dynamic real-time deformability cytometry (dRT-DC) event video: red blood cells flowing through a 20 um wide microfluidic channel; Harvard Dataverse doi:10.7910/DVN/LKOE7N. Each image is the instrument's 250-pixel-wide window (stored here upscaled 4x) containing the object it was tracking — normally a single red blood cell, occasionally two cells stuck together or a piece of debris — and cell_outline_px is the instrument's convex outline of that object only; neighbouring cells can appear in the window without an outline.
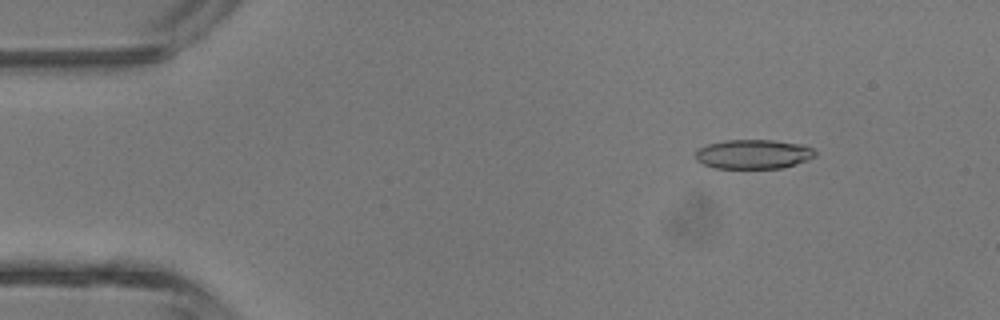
{"species": "common noctule bat (a hibernating species)", "species_latin": "Nyctalus noctula", "temperature_condition": "room temperature", "stored_images_in_passage": 4, "camera_frame_rate_fps": 3000, "um_per_image_px": 0.085, "animal": {"sex": "male", "body_mass_g": 13.3}, "frame": {"image": 1, "passage_image": 2, "time_ms": 1.333, "image_size_px": [1000, 320], "cell_outline_px": [[816, 156], [808, 160], [784, 168], [716, 168], [704, 164], [696, 160], [696, 152], [700, 148], [708, 144], [724, 140], [772, 140], [804, 144], [812, 148], [816, 152]], "centroid_in_image_um": [64.08, 13.1], "position_along_channel_um": 20.9, "area_um2": 20.52}}
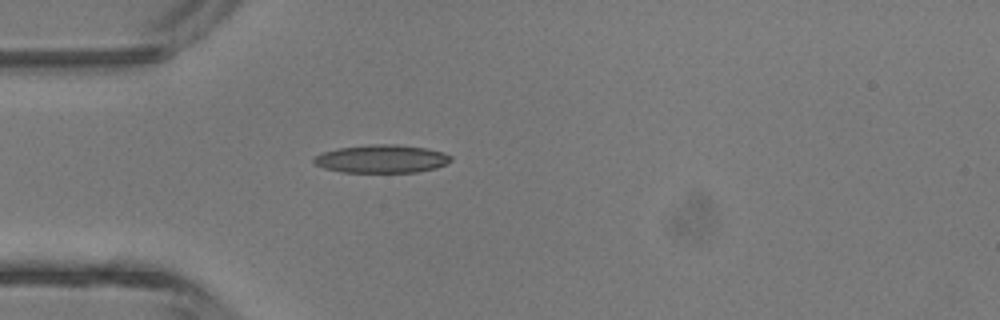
{"frame": {"image": 2, "passage_image": 4, "time_ms": 3.667, "image_size_px": [1000, 320], "cell_outline_px": [[452, 160], [436, 168], [416, 172], [340, 172], [324, 168], [316, 164], [312, 160], [316, 156], [324, 152], [336, 148], [372, 144], [396, 144], [424, 148], [444, 152], [452, 156]], "centroid_in_image_um": [32.44, 13.5], "position_along_channel_um": 52.6, "area_um2": 22.37}}